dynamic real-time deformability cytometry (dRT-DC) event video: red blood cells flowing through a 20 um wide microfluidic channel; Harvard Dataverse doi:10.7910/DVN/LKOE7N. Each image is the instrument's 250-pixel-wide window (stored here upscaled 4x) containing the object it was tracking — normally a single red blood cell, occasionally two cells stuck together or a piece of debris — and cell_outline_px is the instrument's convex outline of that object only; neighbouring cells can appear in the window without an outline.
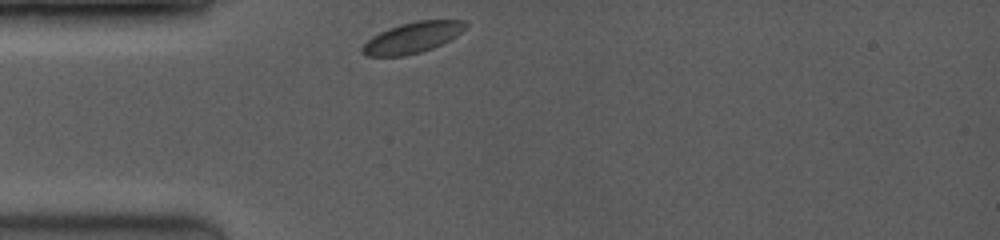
{"species": "common noctule bat (a hibernating species)", "species_latin": "Nyctalus noctula", "temperature_condition": "room temperature", "stored_images_in_passage": 54, "camera_frame_rate_fps": 3500, "um_per_image_px": 0.085, "animal": {"sex": "female", "body_mass_g": 19.0, "forearm_length_mm": 53.3}, "frame": {"image": 1, "passage_image": 1, "time_ms": 0.0, "image_size_px": [1000, 240], "cell_outline_px": [[468, 24], [456, 36], [432, 48], [420, 52], [404, 56], [368, 56], [360, 52], [360, 48], [372, 36], [388, 28], [400, 24], [416, 20], [464, 20]], "centroid_in_image_um": [35.02, 3.19], "position_along_channel_um": 50.0, "area_um2": 18.44}}
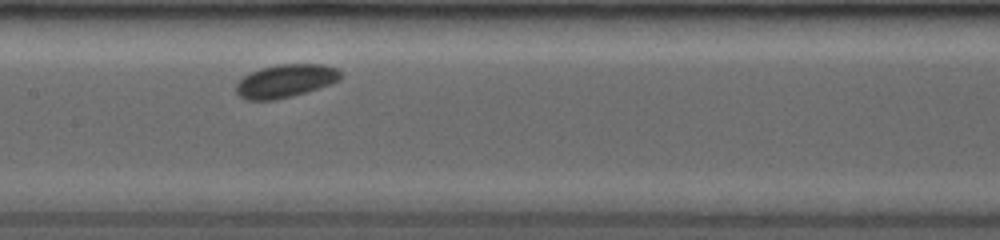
{"frame": {"image": 2, "passage_image": 15, "time_ms": 3.714, "image_size_px": [1000, 240], "cell_outline_px": [[340, 80], [332, 84], [292, 96], [276, 100], [248, 100], [240, 96], [236, 92], [236, 84], [244, 76], [260, 68], [280, 64], [324, 64], [336, 68], [340, 72]], "centroid_in_image_um": [24.28, 6.88], "position_along_channel_um": 183.1, "area_um2": 20.11}}
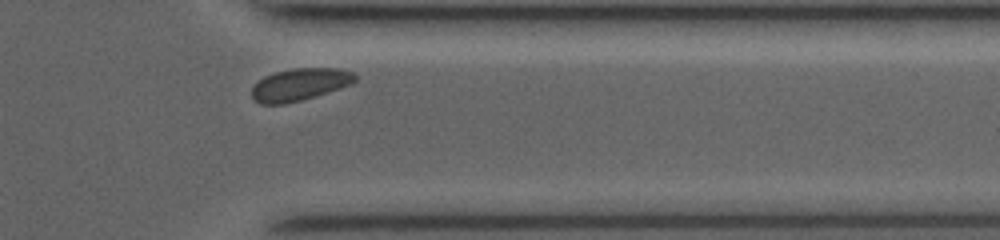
{"frame": {"image": 3, "passage_image": 49, "time_ms": 8.857, "image_size_px": [1000, 240], "cell_outline_px": [[356, 80], [352, 84], [340, 88], [300, 100], [284, 104], [260, 104], [252, 100], [252, 88], [264, 76], [276, 72], [292, 68], [340, 68], [352, 72], [356, 76]], "centroid_in_image_um": [25.47, 7.18], "position_along_channel_um": 385.9, "area_um2": 19.31}}